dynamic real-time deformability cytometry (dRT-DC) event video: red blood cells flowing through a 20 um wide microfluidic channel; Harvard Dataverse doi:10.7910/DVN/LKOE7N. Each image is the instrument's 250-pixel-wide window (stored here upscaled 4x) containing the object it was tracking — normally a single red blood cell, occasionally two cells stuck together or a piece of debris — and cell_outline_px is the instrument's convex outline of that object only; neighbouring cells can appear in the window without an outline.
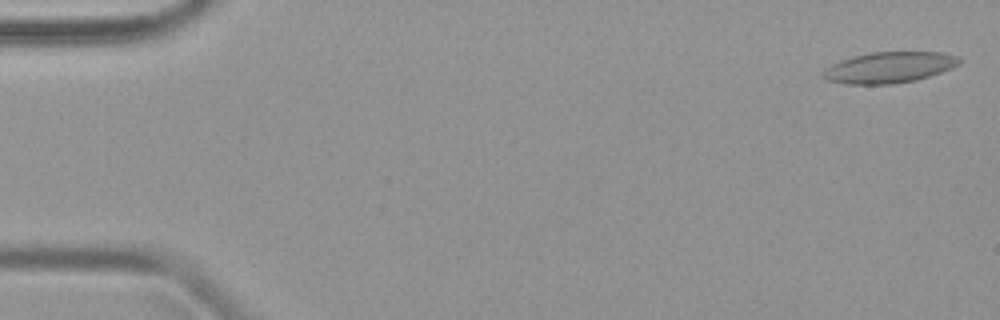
{"species": "common noctule bat (a hibernating species)", "species_latin": "Nyctalus noctula", "temperature_condition": "warm", "stored_images_in_passage": 48, "camera_frame_rate_fps": 3000, "um_per_image_px": 0.085, "animal": {"sex": "female", "body_mass_g": 19.9}, "frame": {"image": 1, "passage_image": 1, "time_ms": 0.0, "image_size_px": [1000, 320], "cell_outline_px": [[964, 60], [960, 64], [952, 68], [916, 80], [892, 84], [844, 84], [828, 80], [824, 76], [824, 72], [832, 64], [840, 60], [852, 56], [872, 52], [940, 52], [956, 56]], "centroid_in_image_um": [75.62, 5.73], "position_along_channel_um": 9.4, "area_um2": 24.45}}
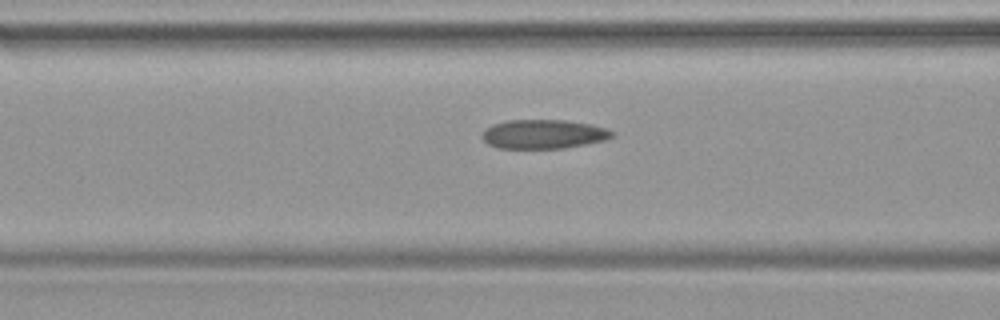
{"frame": {"image": 2, "passage_image": 19, "time_ms": 6.0, "image_size_px": [1000, 320], "cell_outline_px": [[616, 136], [604, 140], [564, 148], [500, 148], [488, 144], [480, 136], [480, 132], [484, 128], [492, 124], [508, 120], [568, 120], [592, 124], [616, 132]], "centroid_in_image_um": [46.18, 11.39], "position_along_channel_um": 120.4, "area_um2": 22.25}}
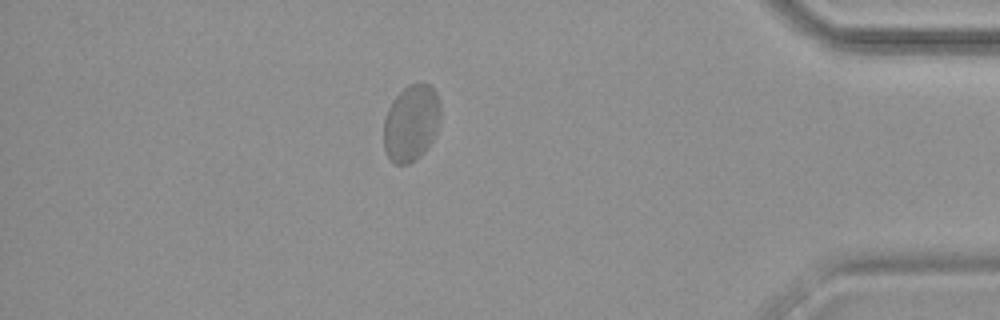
{"frame": {"image": 3, "passage_image": 42, "time_ms": 13.667, "image_size_px": [1000, 320], "cell_outline_px": [[440, 120], [436, 132], [432, 140], [424, 152], [420, 156], [408, 164], [392, 164], [384, 148], [384, 120], [388, 108], [392, 100], [408, 84], [432, 84], [440, 100]], "centroid_in_image_um": [34.96, 10.45], "position_along_channel_um": 400.2, "area_um2": 25.49}}